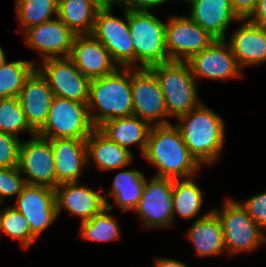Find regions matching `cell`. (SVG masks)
<instances>
[{
	"mask_svg": "<svg viewBox=\"0 0 266 267\" xmlns=\"http://www.w3.org/2000/svg\"><path fill=\"white\" fill-rule=\"evenodd\" d=\"M55 163L56 187L78 182L82 167L87 163L86 139L57 138L50 140Z\"/></svg>",
	"mask_w": 266,
	"mask_h": 267,
	"instance_id": "cell-20",
	"label": "cell"
},
{
	"mask_svg": "<svg viewBox=\"0 0 266 267\" xmlns=\"http://www.w3.org/2000/svg\"><path fill=\"white\" fill-rule=\"evenodd\" d=\"M62 188H59L61 187ZM57 215L62 207L70 213L82 218V222L90 220L105 208L112 210L105 197L95 190L81 186L78 182L63 183L55 188Z\"/></svg>",
	"mask_w": 266,
	"mask_h": 267,
	"instance_id": "cell-18",
	"label": "cell"
},
{
	"mask_svg": "<svg viewBox=\"0 0 266 267\" xmlns=\"http://www.w3.org/2000/svg\"><path fill=\"white\" fill-rule=\"evenodd\" d=\"M18 168L25 172L28 185H44L56 188L55 163L50 139L37 134L32 140L20 142Z\"/></svg>",
	"mask_w": 266,
	"mask_h": 267,
	"instance_id": "cell-11",
	"label": "cell"
},
{
	"mask_svg": "<svg viewBox=\"0 0 266 267\" xmlns=\"http://www.w3.org/2000/svg\"><path fill=\"white\" fill-rule=\"evenodd\" d=\"M106 211L111 210L105 208L101 213L94 215L90 220L81 222L82 238L95 242H106L120 237L118 224L113 216Z\"/></svg>",
	"mask_w": 266,
	"mask_h": 267,
	"instance_id": "cell-31",
	"label": "cell"
},
{
	"mask_svg": "<svg viewBox=\"0 0 266 267\" xmlns=\"http://www.w3.org/2000/svg\"><path fill=\"white\" fill-rule=\"evenodd\" d=\"M36 132L28 124L18 97L0 99V132L17 136L16 133Z\"/></svg>",
	"mask_w": 266,
	"mask_h": 267,
	"instance_id": "cell-32",
	"label": "cell"
},
{
	"mask_svg": "<svg viewBox=\"0 0 266 267\" xmlns=\"http://www.w3.org/2000/svg\"><path fill=\"white\" fill-rule=\"evenodd\" d=\"M168 0H119L118 3L126 4L125 10L148 11L152 7L158 6Z\"/></svg>",
	"mask_w": 266,
	"mask_h": 267,
	"instance_id": "cell-38",
	"label": "cell"
},
{
	"mask_svg": "<svg viewBox=\"0 0 266 267\" xmlns=\"http://www.w3.org/2000/svg\"><path fill=\"white\" fill-rule=\"evenodd\" d=\"M145 182L146 178L137 170L120 172L115 176L108 196H113L124 212L135 209L141 199Z\"/></svg>",
	"mask_w": 266,
	"mask_h": 267,
	"instance_id": "cell-27",
	"label": "cell"
},
{
	"mask_svg": "<svg viewBox=\"0 0 266 267\" xmlns=\"http://www.w3.org/2000/svg\"><path fill=\"white\" fill-rule=\"evenodd\" d=\"M0 213V231L20 240L24 248H28L36 240L31 235V228L25 217L13 206Z\"/></svg>",
	"mask_w": 266,
	"mask_h": 267,
	"instance_id": "cell-33",
	"label": "cell"
},
{
	"mask_svg": "<svg viewBox=\"0 0 266 267\" xmlns=\"http://www.w3.org/2000/svg\"><path fill=\"white\" fill-rule=\"evenodd\" d=\"M101 5H112L118 3L119 0H97Z\"/></svg>",
	"mask_w": 266,
	"mask_h": 267,
	"instance_id": "cell-41",
	"label": "cell"
},
{
	"mask_svg": "<svg viewBox=\"0 0 266 267\" xmlns=\"http://www.w3.org/2000/svg\"><path fill=\"white\" fill-rule=\"evenodd\" d=\"M95 129L87 104L54 96L47 120L36 134L50 140L87 139Z\"/></svg>",
	"mask_w": 266,
	"mask_h": 267,
	"instance_id": "cell-6",
	"label": "cell"
},
{
	"mask_svg": "<svg viewBox=\"0 0 266 267\" xmlns=\"http://www.w3.org/2000/svg\"><path fill=\"white\" fill-rule=\"evenodd\" d=\"M143 156L157 166V177L191 178L201 165L189 152L179 129L166 120L151 127Z\"/></svg>",
	"mask_w": 266,
	"mask_h": 267,
	"instance_id": "cell-1",
	"label": "cell"
},
{
	"mask_svg": "<svg viewBox=\"0 0 266 267\" xmlns=\"http://www.w3.org/2000/svg\"><path fill=\"white\" fill-rule=\"evenodd\" d=\"M258 0H230L233 11L240 19H247L257 6Z\"/></svg>",
	"mask_w": 266,
	"mask_h": 267,
	"instance_id": "cell-37",
	"label": "cell"
},
{
	"mask_svg": "<svg viewBox=\"0 0 266 267\" xmlns=\"http://www.w3.org/2000/svg\"><path fill=\"white\" fill-rule=\"evenodd\" d=\"M191 4L189 18L216 39L226 40L231 20H241L233 11L230 0H185Z\"/></svg>",
	"mask_w": 266,
	"mask_h": 267,
	"instance_id": "cell-21",
	"label": "cell"
},
{
	"mask_svg": "<svg viewBox=\"0 0 266 267\" xmlns=\"http://www.w3.org/2000/svg\"><path fill=\"white\" fill-rule=\"evenodd\" d=\"M202 193L192 178L175 179L173 186V217L177 213L183 218L196 216L202 205Z\"/></svg>",
	"mask_w": 266,
	"mask_h": 267,
	"instance_id": "cell-28",
	"label": "cell"
},
{
	"mask_svg": "<svg viewBox=\"0 0 266 267\" xmlns=\"http://www.w3.org/2000/svg\"><path fill=\"white\" fill-rule=\"evenodd\" d=\"M225 39H216L209 47L194 54L187 63L192 75L210 79H222L240 76V66ZM196 76V77H195Z\"/></svg>",
	"mask_w": 266,
	"mask_h": 267,
	"instance_id": "cell-15",
	"label": "cell"
},
{
	"mask_svg": "<svg viewBox=\"0 0 266 267\" xmlns=\"http://www.w3.org/2000/svg\"><path fill=\"white\" fill-rule=\"evenodd\" d=\"M128 25L135 50L137 68H147L170 61L166 49V24L148 11L128 10Z\"/></svg>",
	"mask_w": 266,
	"mask_h": 267,
	"instance_id": "cell-5",
	"label": "cell"
},
{
	"mask_svg": "<svg viewBox=\"0 0 266 267\" xmlns=\"http://www.w3.org/2000/svg\"><path fill=\"white\" fill-rule=\"evenodd\" d=\"M213 211L220 220L224 245L230 254L251 251L265 243V233L240 203L227 199L222 212Z\"/></svg>",
	"mask_w": 266,
	"mask_h": 267,
	"instance_id": "cell-7",
	"label": "cell"
},
{
	"mask_svg": "<svg viewBox=\"0 0 266 267\" xmlns=\"http://www.w3.org/2000/svg\"><path fill=\"white\" fill-rule=\"evenodd\" d=\"M151 127L148 122L132 115L109 119L97 129L110 141L127 150H130L128 145L137 143L144 154Z\"/></svg>",
	"mask_w": 266,
	"mask_h": 267,
	"instance_id": "cell-23",
	"label": "cell"
},
{
	"mask_svg": "<svg viewBox=\"0 0 266 267\" xmlns=\"http://www.w3.org/2000/svg\"><path fill=\"white\" fill-rule=\"evenodd\" d=\"M19 146L18 136L0 132V168L18 166Z\"/></svg>",
	"mask_w": 266,
	"mask_h": 267,
	"instance_id": "cell-35",
	"label": "cell"
},
{
	"mask_svg": "<svg viewBox=\"0 0 266 267\" xmlns=\"http://www.w3.org/2000/svg\"><path fill=\"white\" fill-rule=\"evenodd\" d=\"M31 61L5 62L0 66V99L18 97L26 79L35 70Z\"/></svg>",
	"mask_w": 266,
	"mask_h": 267,
	"instance_id": "cell-29",
	"label": "cell"
},
{
	"mask_svg": "<svg viewBox=\"0 0 266 267\" xmlns=\"http://www.w3.org/2000/svg\"><path fill=\"white\" fill-rule=\"evenodd\" d=\"M175 179L154 176L144 184L142 196L134 210L144 221V227H168L173 218V186Z\"/></svg>",
	"mask_w": 266,
	"mask_h": 267,
	"instance_id": "cell-12",
	"label": "cell"
},
{
	"mask_svg": "<svg viewBox=\"0 0 266 267\" xmlns=\"http://www.w3.org/2000/svg\"><path fill=\"white\" fill-rule=\"evenodd\" d=\"M84 38L75 35L73 40L69 58L75 66L90 80L113 73L117 68L109 51L92 34Z\"/></svg>",
	"mask_w": 266,
	"mask_h": 267,
	"instance_id": "cell-17",
	"label": "cell"
},
{
	"mask_svg": "<svg viewBox=\"0 0 266 267\" xmlns=\"http://www.w3.org/2000/svg\"><path fill=\"white\" fill-rule=\"evenodd\" d=\"M38 70L46 78L55 97L87 104L91 80L81 73L69 57L44 59Z\"/></svg>",
	"mask_w": 266,
	"mask_h": 267,
	"instance_id": "cell-9",
	"label": "cell"
},
{
	"mask_svg": "<svg viewBox=\"0 0 266 267\" xmlns=\"http://www.w3.org/2000/svg\"><path fill=\"white\" fill-rule=\"evenodd\" d=\"M27 45L47 58L69 57L75 34L57 17L25 30Z\"/></svg>",
	"mask_w": 266,
	"mask_h": 267,
	"instance_id": "cell-16",
	"label": "cell"
},
{
	"mask_svg": "<svg viewBox=\"0 0 266 267\" xmlns=\"http://www.w3.org/2000/svg\"><path fill=\"white\" fill-rule=\"evenodd\" d=\"M91 122L98 128L105 121L133 115L131 72L124 67L118 68L111 74L92 79L89 85V99L87 102ZM101 113L92 114V109Z\"/></svg>",
	"mask_w": 266,
	"mask_h": 267,
	"instance_id": "cell-3",
	"label": "cell"
},
{
	"mask_svg": "<svg viewBox=\"0 0 266 267\" xmlns=\"http://www.w3.org/2000/svg\"><path fill=\"white\" fill-rule=\"evenodd\" d=\"M53 97L46 78L35 69L26 79L18 99L28 124L36 133L47 120Z\"/></svg>",
	"mask_w": 266,
	"mask_h": 267,
	"instance_id": "cell-19",
	"label": "cell"
},
{
	"mask_svg": "<svg viewBox=\"0 0 266 267\" xmlns=\"http://www.w3.org/2000/svg\"><path fill=\"white\" fill-rule=\"evenodd\" d=\"M18 20L23 30L52 20L51 15H58V0H16Z\"/></svg>",
	"mask_w": 266,
	"mask_h": 267,
	"instance_id": "cell-30",
	"label": "cell"
},
{
	"mask_svg": "<svg viewBox=\"0 0 266 267\" xmlns=\"http://www.w3.org/2000/svg\"><path fill=\"white\" fill-rule=\"evenodd\" d=\"M166 49L169 60L188 61L215 40L189 17L174 16L166 23Z\"/></svg>",
	"mask_w": 266,
	"mask_h": 267,
	"instance_id": "cell-10",
	"label": "cell"
},
{
	"mask_svg": "<svg viewBox=\"0 0 266 267\" xmlns=\"http://www.w3.org/2000/svg\"><path fill=\"white\" fill-rule=\"evenodd\" d=\"M161 87L168 116L176 118L196 108V79L187 61H168L149 68Z\"/></svg>",
	"mask_w": 266,
	"mask_h": 267,
	"instance_id": "cell-4",
	"label": "cell"
},
{
	"mask_svg": "<svg viewBox=\"0 0 266 267\" xmlns=\"http://www.w3.org/2000/svg\"><path fill=\"white\" fill-rule=\"evenodd\" d=\"M131 72L133 115L149 124L168 116L164 95L154 73L147 68Z\"/></svg>",
	"mask_w": 266,
	"mask_h": 267,
	"instance_id": "cell-14",
	"label": "cell"
},
{
	"mask_svg": "<svg viewBox=\"0 0 266 267\" xmlns=\"http://www.w3.org/2000/svg\"><path fill=\"white\" fill-rule=\"evenodd\" d=\"M187 236L191 238L198 256H211L226 250L222 226L212 210L194 221Z\"/></svg>",
	"mask_w": 266,
	"mask_h": 267,
	"instance_id": "cell-25",
	"label": "cell"
},
{
	"mask_svg": "<svg viewBox=\"0 0 266 267\" xmlns=\"http://www.w3.org/2000/svg\"><path fill=\"white\" fill-rule=\"evenodd\" d=\"M178 120L181 125L175 126L189 152L200 164L213 163L223 147L225 127L222 118L200 103Z\"/></svg>",
	"mask_w": 266,
	"mask_h": 267,
	"instance_id": "cell-2",
	"label": "cell"
},
{
	"mask_svg": "<svg viewBox=\"0 0 266 267\" xmlns=\"http://www.w3.org/2000/svg\"><path fill=\"white\" fill-rule=\"evenodd\" d=\"M6 62L5 54L0 46V66L3 65Z\"/></svg>",
	"mask_w": 266,
	"mask_h": 267,
	"instance_id": "cell-42",
	"label": "cell"
},
{
	"mask_svg": "<svg viewBox=\"0 0 266 267\" xmlns=\"http://www.w3.org/2000/svg\"><path fill=\"white\" fill-rule=\"evenodd\" d=\"M18 166L0 168V201L4 196L20 195L27 185L25 179L20 176Z\"/></svg>",
	"mask_w": 266,
	"mask_h": 267,
	"instance_id": "cell-34",
	"label": "cell"
},
{
	"mask_svg": "<svg viewBox=\"0 0 266 267\" xmlns=\"http://www.w3.org/2000/svg\"><path fill=\"white\" fill-rule=\"evenodd\" d=\"M87 162L95 161L100 170H113L128 166L133 155L130 150L110 141L97 128L86 139Z\"/></svg>",
	"mask_w": 266,
	"mask_h": 267,
	"instance_id": "cell-24",
	"label": "cell"
},
{
	"mask_svg": "<svg viewBox=\"0 0 266 267\" xmlns=\"http://www.w3.org/2000/svg\"><path fill=\"white\" fill-rule=\"evenodd\" d=\"M13 207L25 217L35 239L58 216L55 189L49 186L27 184Z\"/></svg>",
	"mask_w": 266,
	"mask_h": 267,
	"instance_id": "cell-13",
	"label": "cell"
},
{
	"mask_svg": "<svg viewBox=\"0 0 266 267\" xmlns=\"http://www.w3.org/2000/svg\"><path fill=\"white\" fill-rule=\"evenodd\" d=\"M247 20L266 29V0H258L257 6Z\"/></svg>",
	"mask_w": 266,
	"mask_h": 267,
	"instance_id": "cell-39",
	"label": "cell"
},
{
	"mask_svg": "<svg viewBox=\"0 0 266 267\" xmlns=\"http://www.w3.org/2000/svg\"><path fill=\"white\" fill-rule=\"evenodd\" d=\"M112 5H102L97 13L92 35L109 51L114 63L132 68L135 50L128 25V10L125 21L111 15Z\"/></svg>",
	"mask_w": 266,
	"mask_h": 267,
	"instance_id": "cell-8",
	"label": "cell"
},
{
	"mask_svg": "<svg viewBox=\"0 0 266 267\" xmlns=\"http://www.w3.org/2000/svg\"><path fill=\"white\" fill-rule=\"evenodd\" d=\"M236 30L229 46L241 66L256 65L266 61V29L248 20Z\"/></svg>",
	"mask_w": 266,
	"mask_h": 267,
	"instance_id": "cell-22",
	"label": "cell"
},
{
	"mask_svg": "<svg viewBox=\"0 0 266 267\" xmlns=\"http://www.w3.org/2000/svg\"><path fill=\"white\" fill-rule=\"evenodd\" d=\"M101 6L97 0H58L57 17L75 35L84 36L92 33Z\"/></svg>",
	"mask_w": 266,
	"mask_h": 267,
	"instance_id": "cell-26",
	"label": "cell"
},
{
	"mask_svg": "<svg viewBox=\"0 0 266 267\" xmlns=\"http://www.w3.org/2000/svg\"><path fill=\"white\" fill-rule=\"evenodd\" d=\"M154 267H188L185 263L173 259H157Z\"/></svg>",
	"mask_w": 266,
	"mask_h": 267,
	"instance_id": "cell-40",
	"label": "cell"
},
{
	"mask_svg": "<svg viewBox=\"0 0 266 267\" xmlns=\"http://www.w3.org/2000/svg\"><path fill=\"white\" fill-rule=\"evenodd\" d=\"M241 206L264 232L266 230V192L241 203Z\"/></svg>",
	"mask_w": 266,
	"mask_h": 267,
	"instance_id": "cell-36",
	"label": "cell"
}]
</instances>
